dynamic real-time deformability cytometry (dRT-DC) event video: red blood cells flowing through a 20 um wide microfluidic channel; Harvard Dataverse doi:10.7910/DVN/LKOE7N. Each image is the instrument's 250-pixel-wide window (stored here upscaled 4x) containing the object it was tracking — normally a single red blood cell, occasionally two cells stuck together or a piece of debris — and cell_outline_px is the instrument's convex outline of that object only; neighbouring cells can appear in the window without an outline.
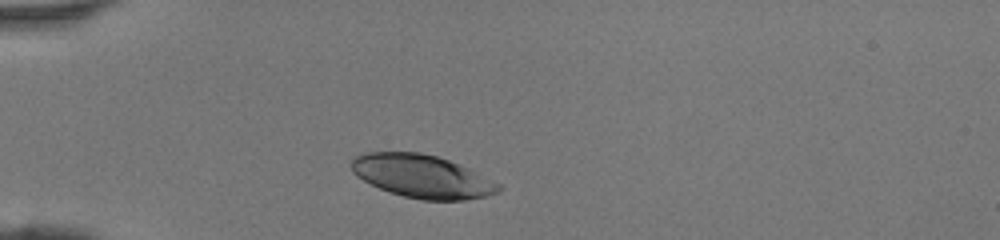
{"species": "human", "species_latin": "Homo sapiens", "temperature_condition": "room temperature", "stored_images_in_passage": 28, "camera_frame_rate_fps": 3000, "um_per_image_px": 0.085, "donor": {"sex": "female"}, "frame": {"image": 1, "passage_image": 1, "time_ms": 0.0, "image_size_px": [1000, 240], "cell_outline_px": [[504, 188], [496, 192], [484, 196], [464, 200], [420, 200], [388, 192], [356, 176], [352, 172], [348, 164], [352, 156], [364, 152], [420, 152], [436, 156], [448, 160], [468, 168], [500, 184]], "centroid_in_image_um": [35.81, 14.97], "position_along_channel_um": 49.2, "area_um2": 36.99}}
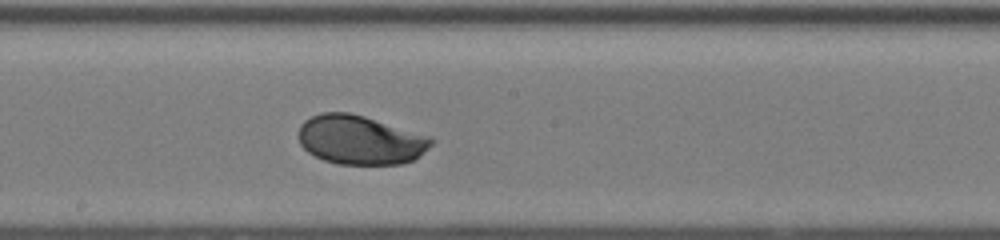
{"frame": {"image": 2, "passage_image": 14, "time_ms": 4.333, "image_size_px": [1000, 240], "cell_outline_px": [[436, 140], [428, 148], [412, 160], [400, 164], [336, 164], [324, 160], [308, 152], [300, 144], [296, 136], [296, 132], [300, 124], [304, 120], [320, 112], [348, 112], [364, 116], [432, 136]], "centroid_in_image_um": [30.58, 11.88], "position_along_channel_um": 217.6, "area_um2": 38.32}}
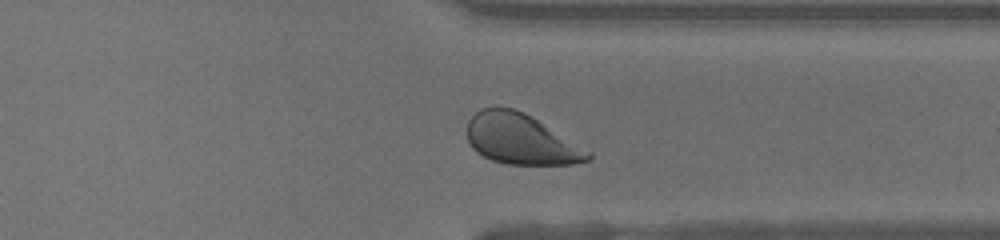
{"frame": {"image": 3, "passage_image": 24, "time_ms": 7.667, "image_size_px": [1000, 240], "cell_outline_px": [[592, 160], [572, 164], [508, 164], [492, 160], [476, 152], [472, 148], [468, 140], [468, 120], [480, 108], [512, 108], [524, 112], [592, 152]], "centroid_in_image_um": [44.29, 11.85], "position_along_channel_um": 367.1, "area_um2": 35.26}}